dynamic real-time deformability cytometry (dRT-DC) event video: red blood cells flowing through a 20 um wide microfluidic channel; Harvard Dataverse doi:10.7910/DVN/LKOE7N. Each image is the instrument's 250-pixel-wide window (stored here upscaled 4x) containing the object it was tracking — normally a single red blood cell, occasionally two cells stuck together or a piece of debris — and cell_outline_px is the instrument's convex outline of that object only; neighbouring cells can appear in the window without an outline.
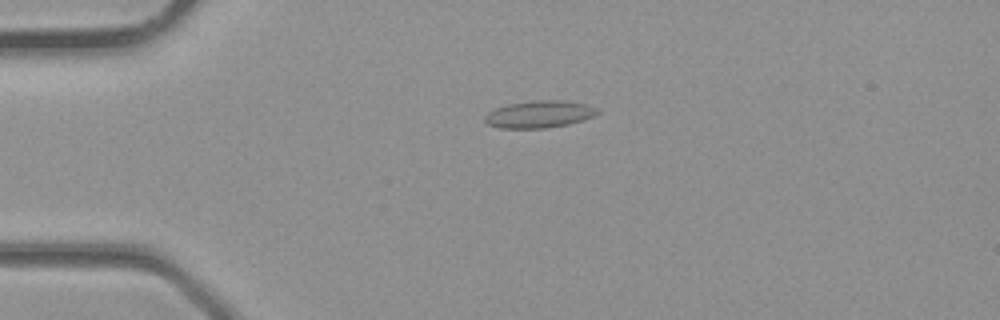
{"species": "common noctule bat (a hibernating species)", "species_latin": "Nyctalus noctula", "temperature_condition": "room temperature", "stored_images_in_passage": 1, "camera_frame_rate_fps": 3000, "um_per_image_px": 0.085, "animal": {"sex": "male", "body_mass_g": 23.1, "forearm_length_mm": 52.7}, "frame": {"image": 1, "passage_image": 1, "time_ms": 0.0, "image_size_px": [1000, 320], "cell_outline_px": [[600, 112], [592, 116], [568, 124], [544, 128], [500, 128], [488, 124], [484, 120], [484, 116], [488, 112], [496, 108], [508, 104], [536, 100], [564, 100], [584, 104], [596, 108]], "centroid_in_image_um": [45.8, 9.71], "position_along_channel_um": 39.2, "area_um2": 17.57}}